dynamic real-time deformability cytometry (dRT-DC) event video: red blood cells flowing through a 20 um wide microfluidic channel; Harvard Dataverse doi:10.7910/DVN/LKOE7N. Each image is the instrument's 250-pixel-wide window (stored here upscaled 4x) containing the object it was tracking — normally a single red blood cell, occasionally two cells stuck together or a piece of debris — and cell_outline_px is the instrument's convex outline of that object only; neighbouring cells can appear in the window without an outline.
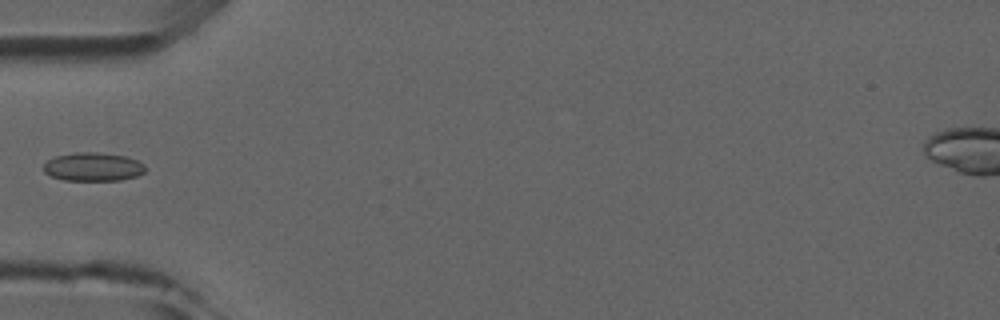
{"species": "common noctule bat (a hibernating species)", "species_latin": "Nyctalus noctula", "temperature_condition": "room temperature", "stored_images_in_passage": 4, "camera_frame_rate_fps": 3000, "um_per_image_px": 0.085, "animal": {"sex": "male", "forearm_length_mm": 52.5}, "frame": {"image": 1, "passage_image": 4, "time_ms": 3.667, "image_size_px": [1000, 320], "cell_outline_px": [[144, 172], [136, 176], [120, 180], [64, 180], [52, 176], [44, 172], [44, 164], [48, 160], [56, 156], [76, 152], [96, 152], [124, 156], [136, 160], [144, 164]], "centroid_in_image_um": [7.9, 14.18], "position_along_channel_um": 77.1, "area_um2": 16.7}}